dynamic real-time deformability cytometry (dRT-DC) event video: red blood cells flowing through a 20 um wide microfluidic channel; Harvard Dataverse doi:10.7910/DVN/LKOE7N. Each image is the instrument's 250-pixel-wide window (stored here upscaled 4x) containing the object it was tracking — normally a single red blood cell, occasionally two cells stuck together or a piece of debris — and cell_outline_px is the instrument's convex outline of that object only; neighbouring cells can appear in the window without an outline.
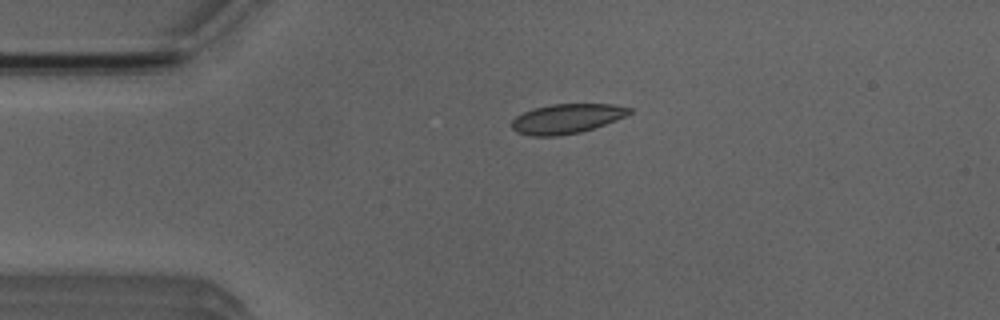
{"species": "Egyptian fruit bat (a non-hibernating species)", "species_latin": "Rousettus aegyptiacus", "temperature_condition": "room temperature", "stored_images_in_passage": 2, "camera_frame_rate_fps": 3000, "um_per_image_px": 0.085, "animal": {"sex": "male"}, "frame": {"image": 1, "passage_image": 1, "time_ms": 0.0, "image_size_px": [1000, 320], "cell_outline_px": [[632, 112], [616, 120], [580, 132], [556, 136], [532, 136], [516, 132], [512, 128], [512, 120], [516, 116], [532, 108], [552, 104], [612, 104], [632, 108]], "centroid_in_image_um": [48.14, 10.08], "position_along_channel_um": 36.9, "area_um2": 20.17}}